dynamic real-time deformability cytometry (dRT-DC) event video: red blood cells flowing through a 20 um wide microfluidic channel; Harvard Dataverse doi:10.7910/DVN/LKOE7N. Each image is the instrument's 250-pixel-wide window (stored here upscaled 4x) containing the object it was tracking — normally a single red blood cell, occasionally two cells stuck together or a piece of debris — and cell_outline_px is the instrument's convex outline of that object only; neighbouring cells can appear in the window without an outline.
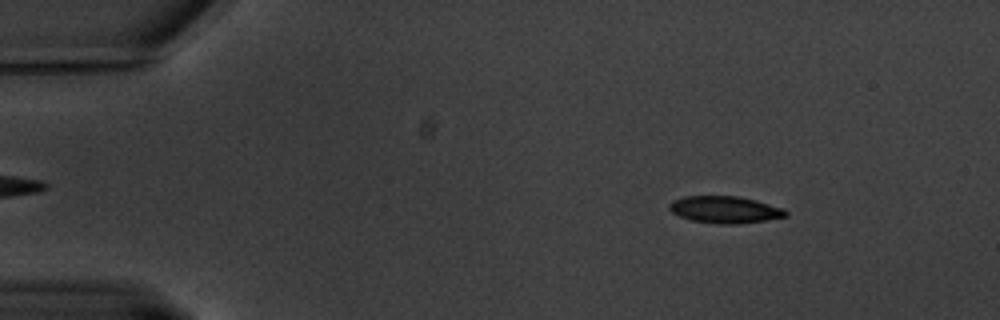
{"species": "common noctule bat (a hibernating species)", "species_latin": "Nyctalus noctula", "temperature_condition": "warm", "stored_images_in_passage": 58, "camera_frame_rate_fps": 3000, "um_per_image_px": 0.085, "animal": {"sex": "male", "body_mass_g": 20.1, "forearm_length_mm": 53.5}, "frame": {"image": 1, "passage_image": 5, "time_ms": 1.333, "image_size_px": [1000, 320], "cell_outline_px": [[788, 216], [740, 224], [720, 224], [692, 220], [680, 216], [672, 212], [668, 208], [668, 204], [672, 200], [684, 196], [736, 196], [756, 200], [784, 208], [788, 212]], "centroid_in_image_um": [61.62, 17.81], "position_along_channel_um": 23.4, "area_um2": 18.32}}
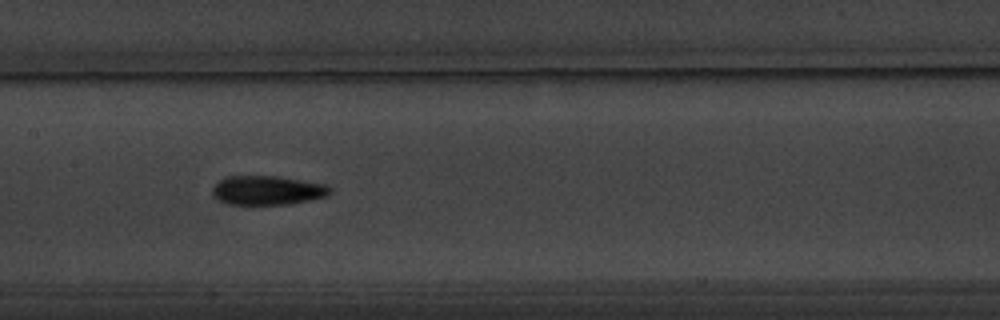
{"frame": {"image": 2, "passage_image": 27, "time_ms": 8.667, "image_size_px": [1000, 320], "cell_outline_px": [[332, 192], [328, 196], [312, 200], [292, 204], [224, 204], [216, 200], [212, 192], [212, 188], [224, 176], [280, 176], [328, 184], [332, 188]], "centroid_in_image_um": [22.77, 16.17], "position_along_channel_um": 184.6, "area_um2": 20.46}}
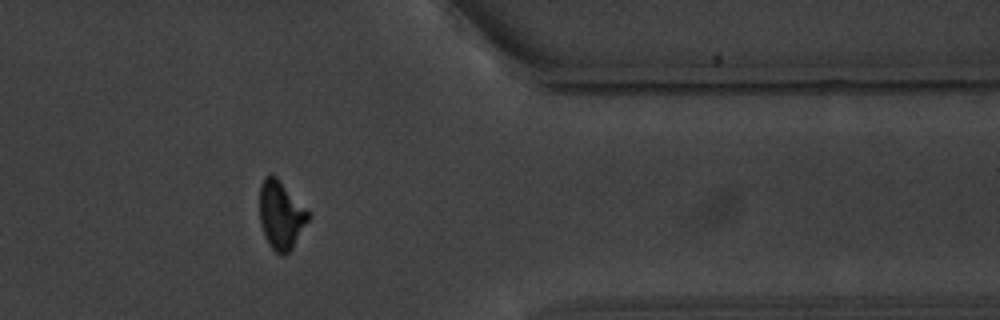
{"frame": {"image": 3, "passage_image": 47, "time_ms": 15.333, "image_size_px": [1000, 320], "cell_outline_px": [[312, 216], [292, 248], [284, 256], [280, 256], [268, 244], [260, 224], [260, 184], [264, 176], [272, 172], [276, 176]], "centroid_in_image_um": [23.87, 18.28], "position_along_channel_um": 387.5, "area_um2": 19.42}, "authors_computed_cell_mechanics": {"area_um2": 19.0162, "velocity_mm_per_s": 3.2709, "shape_relaxation_time_tau1_ms": 5.3516, "shape_relaxation_time_tau2_ms": 5.8326, "deformation_change_tau1": 0.1581, "deformation_change_tau2": 0.127}}